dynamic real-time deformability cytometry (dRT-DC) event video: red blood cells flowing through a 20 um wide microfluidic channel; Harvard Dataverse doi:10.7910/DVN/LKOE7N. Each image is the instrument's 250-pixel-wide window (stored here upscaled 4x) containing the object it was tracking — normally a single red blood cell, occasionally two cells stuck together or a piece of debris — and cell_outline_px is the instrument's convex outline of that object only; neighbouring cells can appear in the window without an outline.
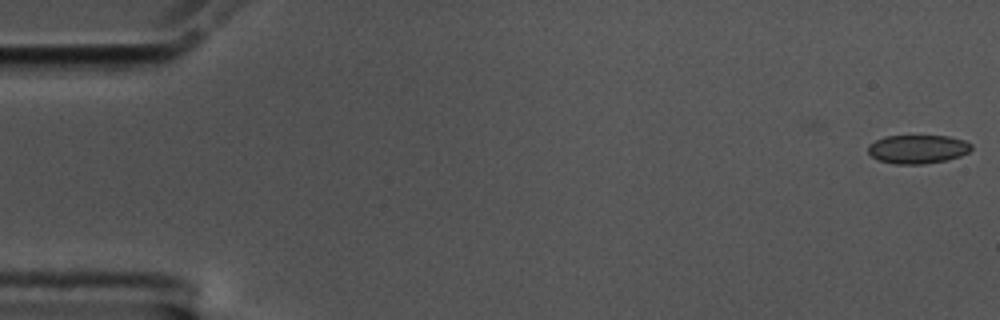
{"species": "common noctule bat (a hibernating species)", "species_latin": "Nyctalus noctula", "temperature_condition": "cold", "stored_images_in_passage": 48, "camera_frame_rate_fps": 3000, "um_per_image_px": 0.085, "animal": {"sex": "male", "body_mass_g": 17.5, "forearm_length_mm": 52.3}, "frame": {"image": 1, "passage_image": 1, "time_ms": 0.0, "image_size_px": [1000, 320], "cell_outline_px": [[972, 148], [968, 152], [960, 156], [948, 160], [924, 164], [896, 164], [880, 160], [872, 156], [868, 152], [868, 144], [884, 136], [948, 136], [964, 140], [972, 144]], "centroid_in_image_um": [78.02, 12.67], "position_along_channel_um": 7.0, "area_um2": 17.28}}
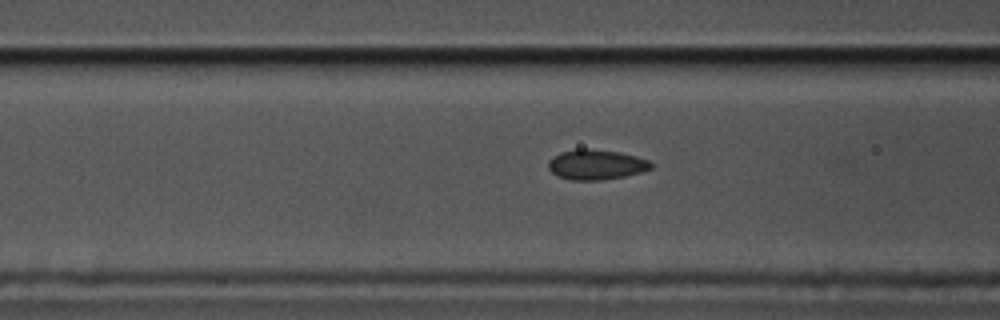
{"frame": {"image": 2, "passage_image": 22, "time_ms": 7.0, "image_size_px": [1000, 320], "cell_outline_px": [[652, 168], [640, 172], [624, 176], [600, 180], [572, 180], [556, 176], [548, 168], [548, 160], [560, 152], [580, 148], [584, 148], [620, 152], [636, 156], [648, 160], [652, 164]], "centroid_in_image_um": [50.64, 13.99], "position_along_channel_um": 116.0, "area_um2": 17.98}}
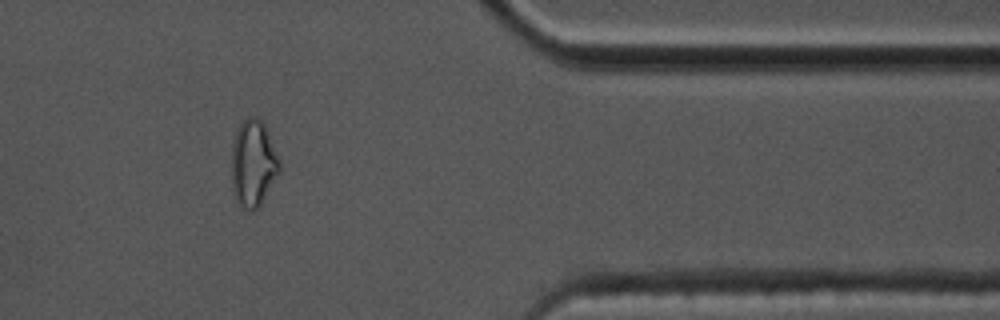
{"frame": {"image": 3, "passage_image": 47, "time_ms": 15.333, "image_size_px": [1000, 320], "cell_outline_px": [[280, 172], [260, 204], [252, 212], [248, 212], [236, 200], [232, 188], [232, 144], [236, 132], [240, 124], [248, 116], [256, 116], [264, 124], [280, 160]], "centroid_in_image_um": [21.52, 13.89], "position_along_channel_um": 389.9, "area_um2": 24.1}, "authors_computed_cell_mechanics": {"area_um2": 17.5712, "velocity_mm_per_s": 3.5433, "shape_relaxation_time_tau1_ms": null, "shape_relaxation_time_tau2_ms": 1.5935, "deformation_change_tau1": null, "deformation_change_tau2": 0.0507}}